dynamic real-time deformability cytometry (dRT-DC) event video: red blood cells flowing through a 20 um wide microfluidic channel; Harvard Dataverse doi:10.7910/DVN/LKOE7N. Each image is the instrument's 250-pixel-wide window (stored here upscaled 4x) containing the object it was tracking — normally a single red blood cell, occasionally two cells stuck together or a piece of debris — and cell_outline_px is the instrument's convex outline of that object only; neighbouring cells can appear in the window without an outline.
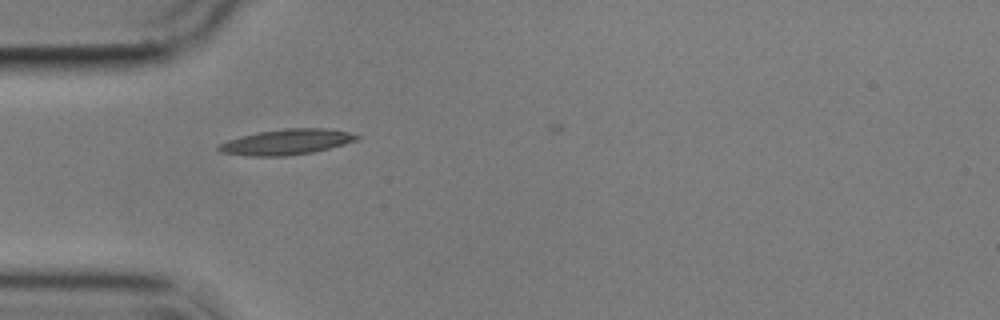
{"species": "common noctule bat (a hibernating species)", "species_latin": "Nyctalus noctula", "temperature_condition": "cold", "stored_images_in_passage": 10, "camera_frame_rate_fps": 3000, "um_per_image_px": 0.085, "animal": {"sex": "male", "body_mass_g": 17.9}, "frame": {"image": 1, "passage_image": 3, "time_ms": 0.667, "image_size_px": [1000, 320], "cell_outline_px": [[360, 136], [356, 140], [344, 144], [312, 152], [284, 156], [248, 156], [220, 152], [216, 148], [216, 144], [240, 136], [260, 132], [284, 128], [324, 128], [348, 132]], "centroid_in_image_um": [24.29, 12.07], "position_along_channel_um": 60.7, "area_um2": 20.4}}
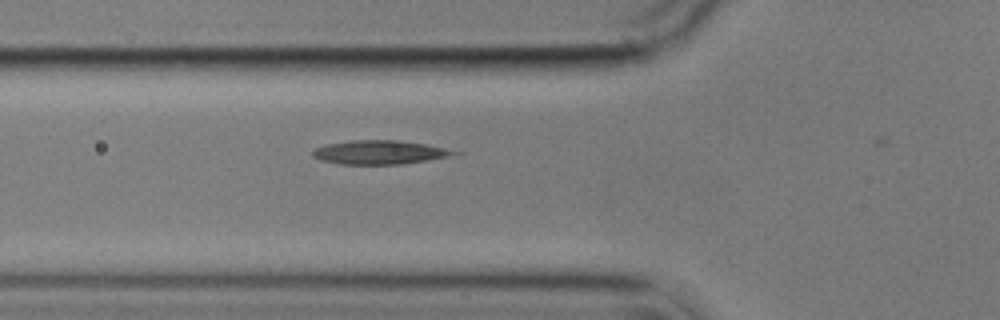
{"frame": {"image": 2, "passage_image": 6, "time_ms": 1.667, "image_size_px": [1000, 320], "cell_outline_px": [[464, 152], [456, 156], [400, 164], [340, 164], [320, 160], [312, 156], [312, 152], [316, 148], [324, 144], [352, 140], [396, 140], [424, 144]], "centroid_in_image_um": [32.29, 12.95], "position_along_channel_um": 93.5, "area_um2": 19.77}}
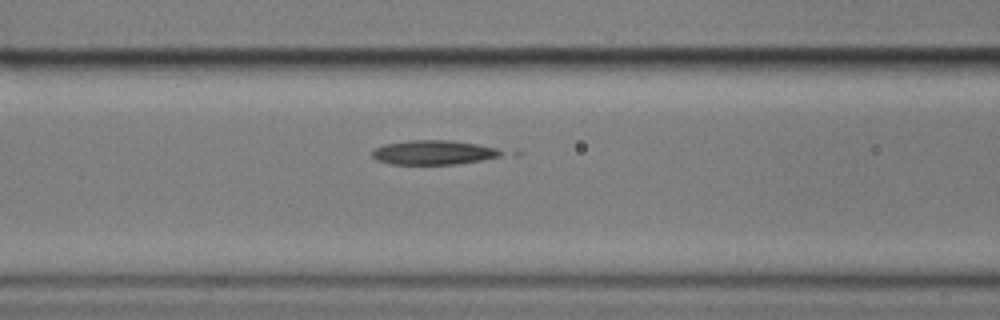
{"frame": {"image": 3, "passage_image": 9, "time_ms": 2.667, "image_size_px": [1000, 320], "cell_outline_px": [[524, 152], [520, 156], [456, 164], [392, 164], [376, 160], [372, 156], [372, 152], [376, 148], [384, 144], [412, 140], [452, 140], [516, 148]], "centroid_in_image_um": [37.46, 12.95], "position_along_channel_um": 129.1, "area_um2": 20.35}}